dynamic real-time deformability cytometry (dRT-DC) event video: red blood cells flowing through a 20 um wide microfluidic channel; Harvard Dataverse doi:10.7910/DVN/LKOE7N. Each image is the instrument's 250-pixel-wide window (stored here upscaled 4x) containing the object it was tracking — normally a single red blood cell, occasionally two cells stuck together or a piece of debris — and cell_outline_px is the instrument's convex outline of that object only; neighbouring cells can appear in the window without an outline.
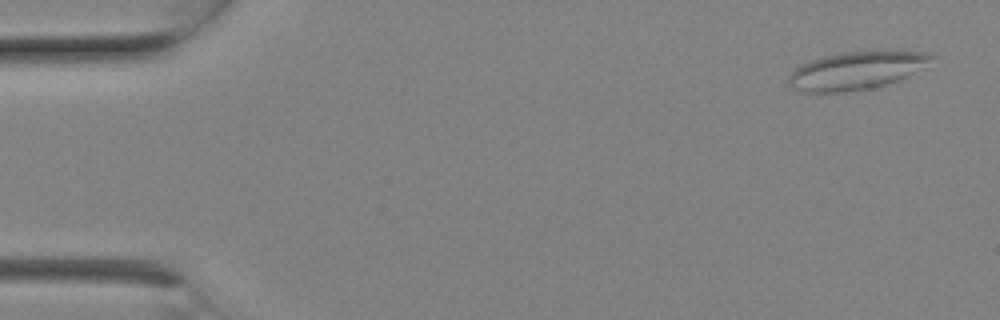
{"species": "Egyptian fruit bat (a non-hibernating species)", "species_latin": "Rousettus aegyptiacus", "temperature_condition": "room temperature", "stored_images_in_passage": 6, "camera_frame_rate_fps": 3000, "um_per_image_px": 0.085, "animal": {"sex": "female"}, "frame": {"image": 1, "passage_image": 1, "time_ms": 0.0, "image_size_px": [1000, 320], "cell_outline_px": [[936, 56], [908, 76], [872, 88], [844, 92], [804, 92], [792, 88], [788, 84], [788, 76], [800, 64], [824, 56], [844, 52], [928, 52]], "centroid_in_image_um": [72.71, 6.01], "position_along_channel_um": 12.3, "area_um2": 30.81}}